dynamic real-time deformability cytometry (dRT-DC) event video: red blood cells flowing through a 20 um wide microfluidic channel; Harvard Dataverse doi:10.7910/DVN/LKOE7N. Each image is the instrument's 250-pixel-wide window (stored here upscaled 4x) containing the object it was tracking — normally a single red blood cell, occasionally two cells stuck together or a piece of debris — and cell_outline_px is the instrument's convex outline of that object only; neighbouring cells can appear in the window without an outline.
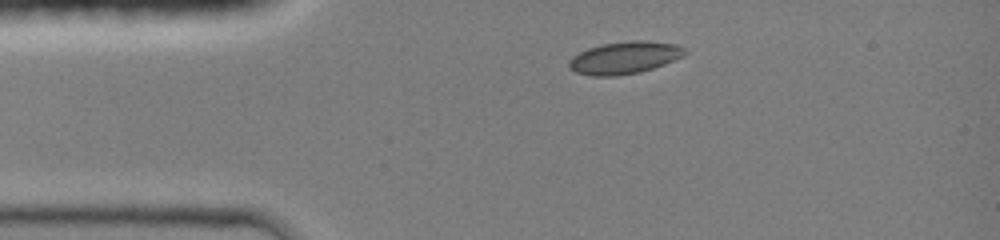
{"species": "common noctule bat (a hibernating species)", "species_latin": "Nyctalus noctula", "temperature_condition": "room temperature", "stored_images_in_passage": 5, "camera_frame_rate_fps": 3000, "um_per_image_px": 0.085, "animal": {"sex": "female", "body_mass_g": 19.0, "forearm_length_mm": 51.5}, "frame": {"image": 1, "passage_image": 1, "time_ms": 0.0, "image_size_px": [1000, 240], "cell_outline_px": [[688, 52], [684, 56], [664, 64], [640, 72], [616, 76], [592, 76], [576, 72], [568, 68], [568, 60], [572, 56], [588, 48], [604, 44], [632, 40], [644, 40], [676, 44], [688, 48]], "centroid_in_image_um": [53.1, 4.9], "position_along_channel_um": 31.9, "area_um2": 21.96}}
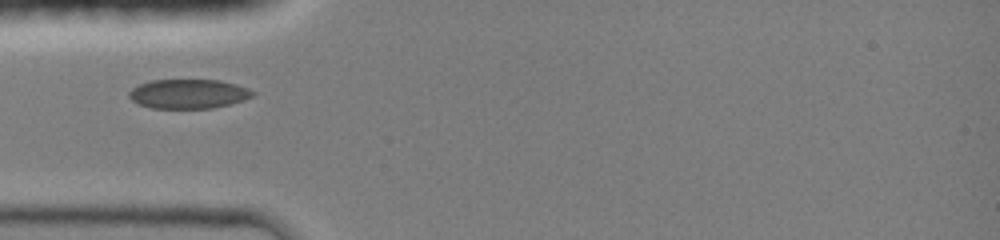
{"frame": {"image": 2, "passage_image": 4, "time_ms": 1.667, "image_size_px": [1000, 240], "cell_outline_px": [[256, 92], [252, 96], [244, 100], [232, 104], [212, 108], [152, 108], [140, 104], [132, 100], [128, 96], [128, 92], [132, 88], [140, 84], [152, 80], [220, 80], [236, 84], [248, 88]], "centroid_in_image_um": [16.04, 7.98], "position_along_channel_um": 69.0, "area_um2": 21.15}}